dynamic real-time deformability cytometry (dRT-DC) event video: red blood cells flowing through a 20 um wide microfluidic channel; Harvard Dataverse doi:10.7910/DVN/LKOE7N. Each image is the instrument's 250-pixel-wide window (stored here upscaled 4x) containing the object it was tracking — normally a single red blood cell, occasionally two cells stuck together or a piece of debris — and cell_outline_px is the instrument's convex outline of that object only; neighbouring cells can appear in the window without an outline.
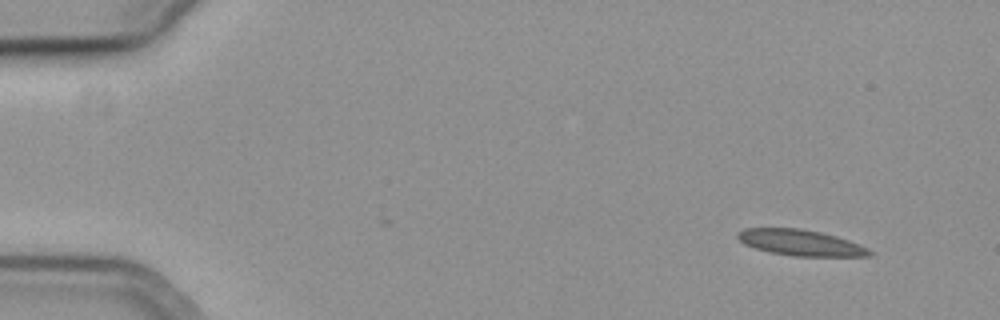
{"species": "common noctule bat (a hibernating species)", "species_latin": "Nyctalus noctula", "temperature_condition": "cold", "stored_images_in_passage": 50, "camera_frame_rate_fps": 3000, "um_per_image_px": 0.085, "animal": {"sex": "female", "body_mass_g": 19.3, "forearm_length_mm": 54.1}, "frame": {"image": 1, "passage_image": 3, "time_ms": 0.667, "image_size_px": [1000, 320], "cell_outline_px": [[872, 252], [868, 256], [796, 256], [772, 252], [756, 248], [744, 244], [736, 236], [736, 232], [744, 228], [800, 228], [820, 232], [836, 236], [848, 240], [868, 248]], "centroid_in_image_um": [68.02, 20.61], "position_along_channel_um": 17.0, "area_um2": 19.71}}
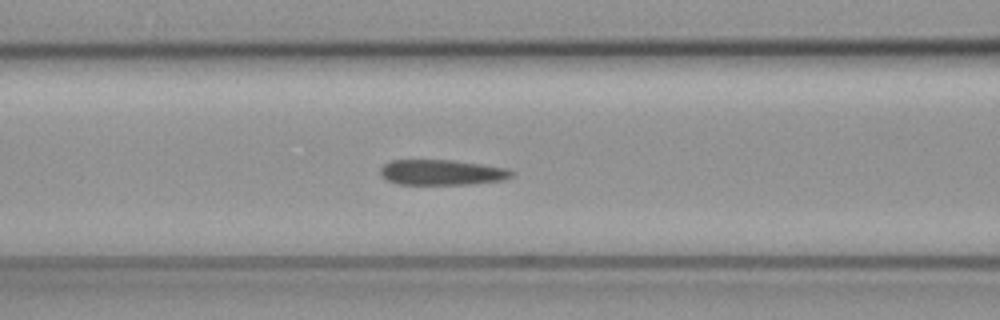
{"frame": {"image": 2, "passage_image": 22, "time_ms": 7.0, "image_size_px": [1000, 320], "cell_outline_px": [[516, 172], [512, 176], [500, 180], [472, 184], [396, 184], [388, 180], [380, 172], [380, 168], [384, 164], [392, 160], [452, 160], [508, 168]], "centroid_in_image_um": [37.57, 14.65], "position_along_channel_um": 129.0, "area_um2": 19.31}}
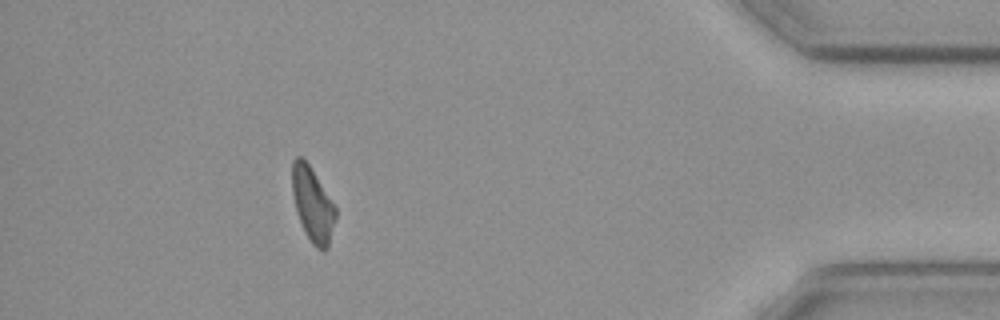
{"frame": {"image": 3, "passage_image": 49, "time_ms": 16.0, "image_size_px": [1000, 320], "cell_outline_px": [[336, 220], [328, 248], [324, 252], [316, 248], [312, 244], [304, 232], [296, 212], [292, 192], [292, 160], [296, 156], [300, 156], [308, 164], [336, 208]], "centroid_in_image_um": [26.56, 17.43], "position_along_channel_um": 408.6, "area_um2": 18.79}}